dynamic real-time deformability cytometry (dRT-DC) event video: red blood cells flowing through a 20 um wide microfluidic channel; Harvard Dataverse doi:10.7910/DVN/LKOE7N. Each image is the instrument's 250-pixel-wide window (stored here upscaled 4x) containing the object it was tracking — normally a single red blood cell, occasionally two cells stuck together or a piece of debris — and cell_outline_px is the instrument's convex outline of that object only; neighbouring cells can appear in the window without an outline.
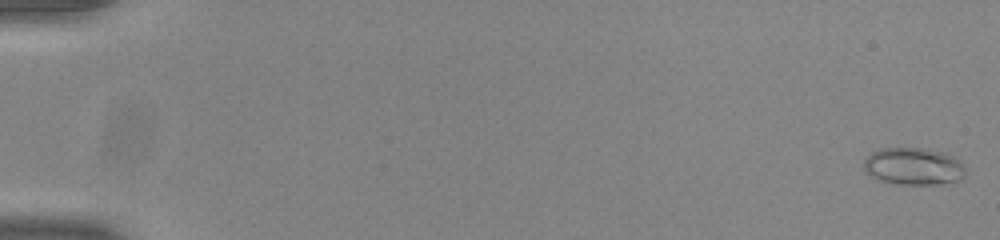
{"species": "common noctule bat (a hibernating species)", "species_latin": "Nyctalus noctula", "temperature_condition": "room temperature", "stored_images_in_passage": 54, "camera_frame_rate_fps": 3000, "um_per_image_px": 0.085, "animal": {"sex": "male", "body_mass_g": 20.0, "forearm_length_mm": 53.3}, "frame": {"image": 1, "passage_image": 1, "time_ms": 0.0, "image_size_px": [1000, 240], "cell_outline_px": [[964, 176], [960, 180], [940, 184], [896, 184], [880, 180], [872, 176], [864, 168], [864, 160], [872, 152], [880, 148], [924, 148], [940, 152], [952, 156], [964, 168]], "centroid_in_image_um": [77.62, 14.14], "position_along_channel_um": 7.4, "area_um2": 21.73}}
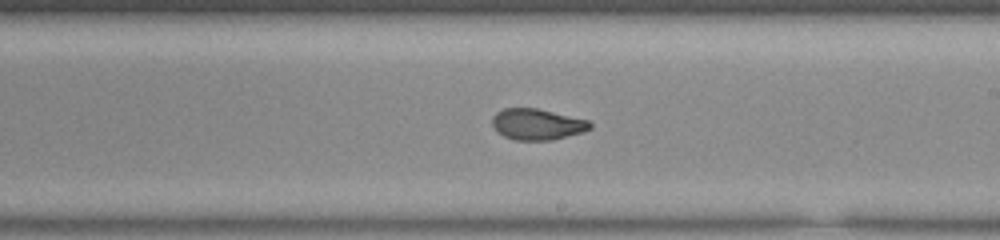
{"frame": {"image": 2, "passage_image": 33, "time_ms": 10.667, "image_size_px": [1000, 240], "cell_outline_px": [[592, 128], [584, 132], [552, 140], [512, 140], [496, 132], [492, 124], [492, 116], [496, 112], [504, 108], [536, 108], [588, 120], [592, 124]], "centroid_in_image_um": [45.64, 10.57], "position_along_channel_um": 243.4, "area_um2": 17.86}}
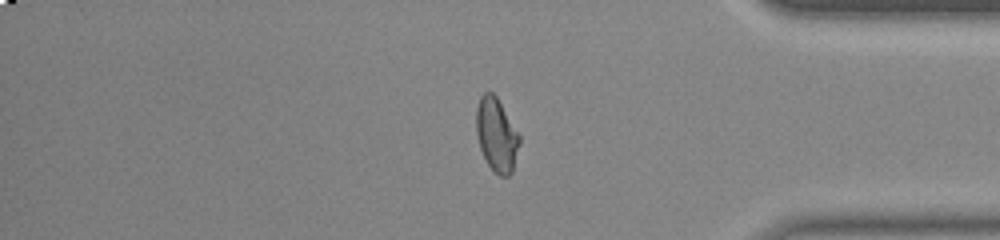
{"frame": {"image": 3, "passage_image": 46, "time_ms": 15.0, "image_size_px": [1000, 240], "cell_outline_px": [[520, 144], [512, 172], [508, 176], [500, 176], [488, 164], [480, 148], [476, 132], [476, 108], [480, 96], [484, 92], [492, 92], [496, 96], [520, 136]], "centroid_in_image_um": [42.2, 11.45], "position_along_channel_um": 393.0, "area_um2": 18.32}, "authors_computed_cell_mechanics": {"area_um2": 18.8428, "velocity_mm_per_s": 3.8736, "shape_relaxation_time_tau1_ms": null, "shape_relaxation_time_tau2_ms": 0.9214, "deformation_change_tau1": null, "deformation_change_tau2": 0.0652}}